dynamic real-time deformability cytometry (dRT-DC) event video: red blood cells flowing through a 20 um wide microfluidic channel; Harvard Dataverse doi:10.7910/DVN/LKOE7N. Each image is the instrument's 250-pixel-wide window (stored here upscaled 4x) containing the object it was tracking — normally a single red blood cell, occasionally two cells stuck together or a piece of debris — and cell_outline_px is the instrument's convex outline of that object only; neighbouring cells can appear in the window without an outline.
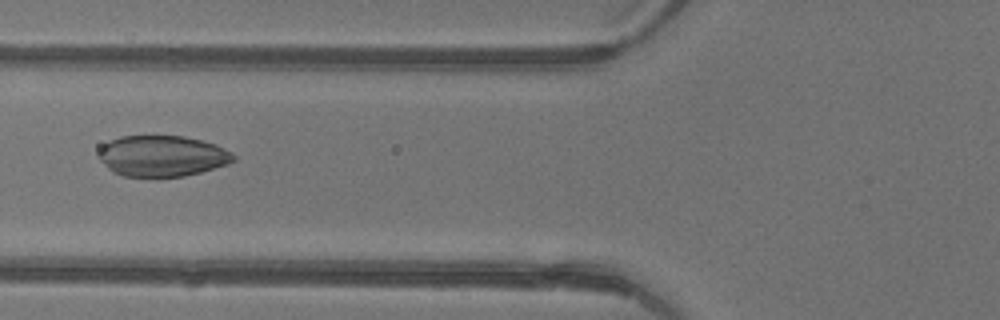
{"species": "common noctule bat (a hibernating species)", "species_latin": "Nyctalus noctula", "temperature_condition": "warm", "stored_images_in_passage": 5, "camera_frame_rate_fps": 3000, "um_per_image_px": 0.085, "animal": {"sex": "female"}, "frame": {"image": 1, "passage_image": 5, "time_ms": 1.333, "image_size_px": [1000, 320], "cell_outline_px": [[236, 160], [228, 164], [200, 172], [184, 176], [124, 176], [112, 172], [96, 156], [96, 152], [104, 144], [120, 136], [184, 136], [216, 144], [232, 152], [236, 156]], "centroid_in_image_um": [13.78, 13.25], "position_along_channel_um": 112.0, "area_um2": 32.25}}